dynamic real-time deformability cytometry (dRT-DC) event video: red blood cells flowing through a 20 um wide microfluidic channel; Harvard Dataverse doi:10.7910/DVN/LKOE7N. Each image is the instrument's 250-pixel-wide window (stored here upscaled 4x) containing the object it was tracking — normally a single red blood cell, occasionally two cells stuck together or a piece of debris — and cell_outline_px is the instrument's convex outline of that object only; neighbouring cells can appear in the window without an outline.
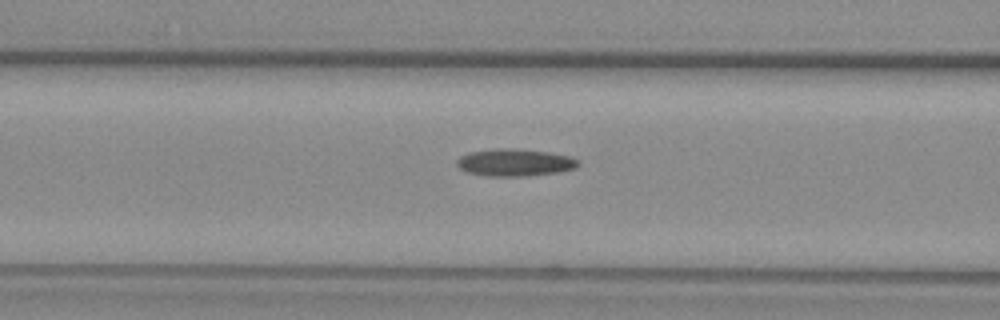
{"species": "common noctule bat (a hibernating species)", "species_latin": "Nyctalus noctula", "temperature_condition": "warm", "stored_images_in_passage": 46, "camera_frame_rate_fps": 3000, "um_per_image_px": 0.085, "animal": {"sex": "female", "body_mass_g": 29.2, "forearm_length_mm": 56.3}, "frame": {"image": 1, "passage_image": 19, "time_ms": 6.0, "image_size_px": [1000, 320], "cell_outline_px": [[580, 164], [576, 168], [560, 172], [528, 176], [484, 176], [464, 172], [456, 164], [456, 160], [460, 156], [468, 152], [496, 148], [512, 148], [548, 152], [572, 156], [580, 160]], "centroid_in_image_um": [43.76, 13.82], "position_along_channel_um": 122.8, "area_um2": 19.71}}
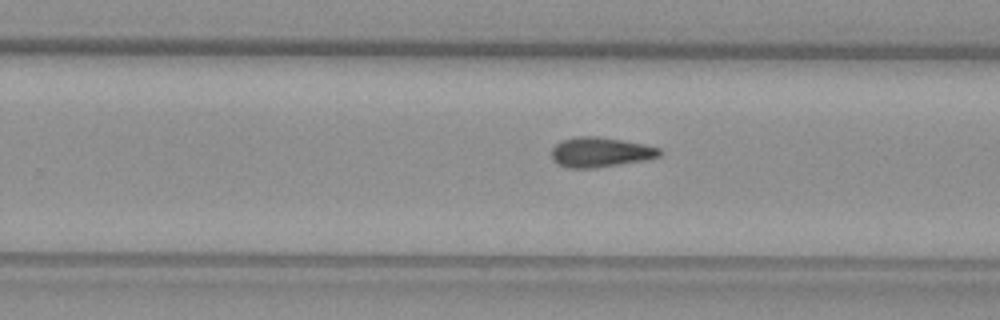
{"frame": {"image": 2, "passage_image": 31, "time_ms": 10.0, "image_size_px": [1000, 320], "cell_outline_px": [[664, 152], [660, 156], [648, 160], [592, 168], [568, 168], [556, 164], [552, 160], [552, 148], [560, 140], [576, 136], [596, 136], [644, 144], [660, 148]], "centroid_in_image_um": [51.03, 12.94], "position_along_channel_um": 278.8, "area_um2": 19.02}}
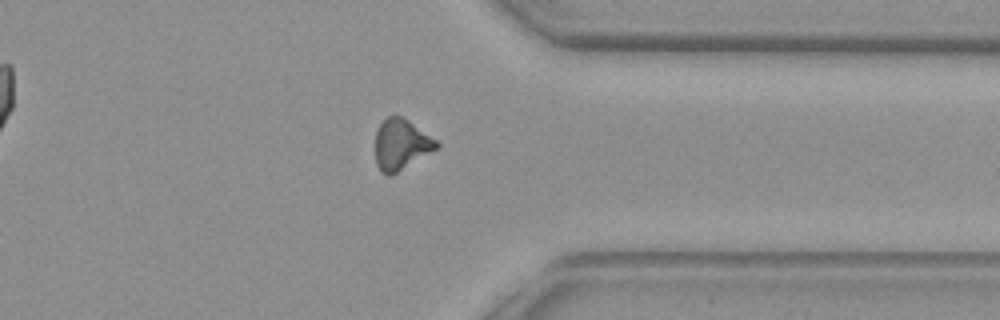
{"frame": {"image": 3, "passage_image": 39, "time_ms": 12.667, "image_size_px": [1000, 320], "cell_outline_px": [[440, 148], [392, 176], [388, 176], [380, 172], [376, 164], [376, 128], [388, 116], [400, 116], [408, 120], [436, 140], [440, 144]], "centroid_in_image_um": [34.1, 12.33], "position_along_channel_um": 377.3, "area_um2": 18.32}, "authors_computed_cell_mechanics": {"area_um2": 18.2359, "velocity_mm_per_s": 3.9033, "shape_relaxation_time_tau1_ms": null, "shape_relaxation_time_tau2_ms": 10.8714, "deformation_change_tau1": null, "deformation_change_tau2": 0.2237}}